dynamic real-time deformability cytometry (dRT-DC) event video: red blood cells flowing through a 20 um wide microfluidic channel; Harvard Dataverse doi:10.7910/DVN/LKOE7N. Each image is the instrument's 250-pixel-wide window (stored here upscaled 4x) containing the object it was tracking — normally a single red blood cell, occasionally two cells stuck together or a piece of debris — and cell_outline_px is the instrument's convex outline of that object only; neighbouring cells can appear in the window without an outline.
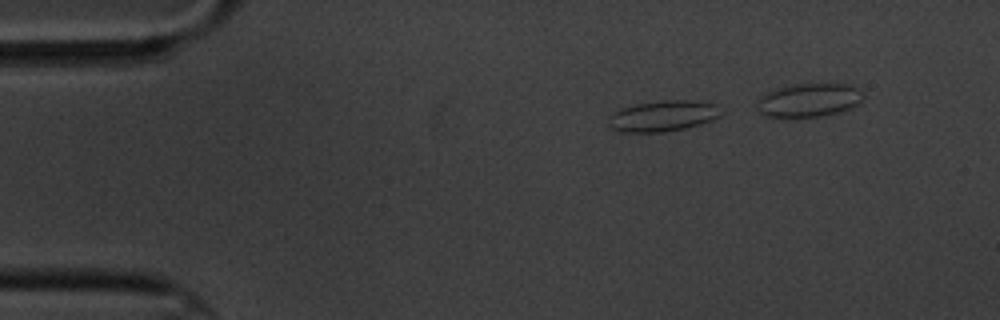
{"species": "common noctule bat (a hibernating species)", "species_latin": "Nyctalus noctula", "temperature_condition": "cold", "stored_images_in_passage": 4, "segment_of_instrument_passage": [1, 2], "camera_frame_rate_fps": 3000, "um_per_image_px": 0.085, "animal": {"sex": "male", "body_mass_g": 20.1, "forearm_length_mm": 53.5}, "frame": {"image": 1, "passage_image": 1, "time_ms": 0.0, "image_size_px": [1000, 320], "cell_outline_px": [[724, 112], [720, 116], [712, 120], [700, 124], [684, 128], [664, 132], [620, 132], [612, 128], [608, 124], [608, 116], [612, 112], [620, 108], [636, 104], [664, 100], [692, 100], [716, 104]], "centroid_in_image_um": [56.34, 9.85], "position_along_channel_um": 28.7, "area_um2": 20.46}}
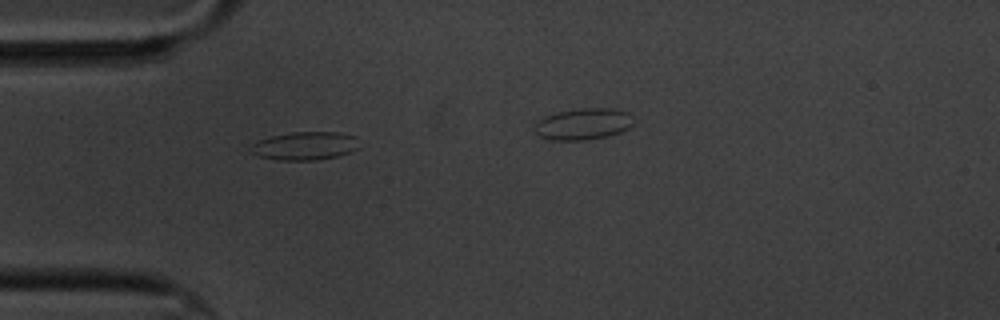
{"frame": {"image": 2, "passage_image": 3, "time_ms": 2.333, "image_size_px": [1000, 320], "cell_outline_px": [[360, 148], [352, 152], [340, 156], [316, 160], [276, 160], [256, 156], [248, 152], [248, 148], [252, 144], [260, 140], [272, 136], [292, 132], [336, 132], [356, 136]], "centroid_in_image_um": [25.92, 12.41], "position_along_channel_um": 59.1, "area_um2": 18.21}}